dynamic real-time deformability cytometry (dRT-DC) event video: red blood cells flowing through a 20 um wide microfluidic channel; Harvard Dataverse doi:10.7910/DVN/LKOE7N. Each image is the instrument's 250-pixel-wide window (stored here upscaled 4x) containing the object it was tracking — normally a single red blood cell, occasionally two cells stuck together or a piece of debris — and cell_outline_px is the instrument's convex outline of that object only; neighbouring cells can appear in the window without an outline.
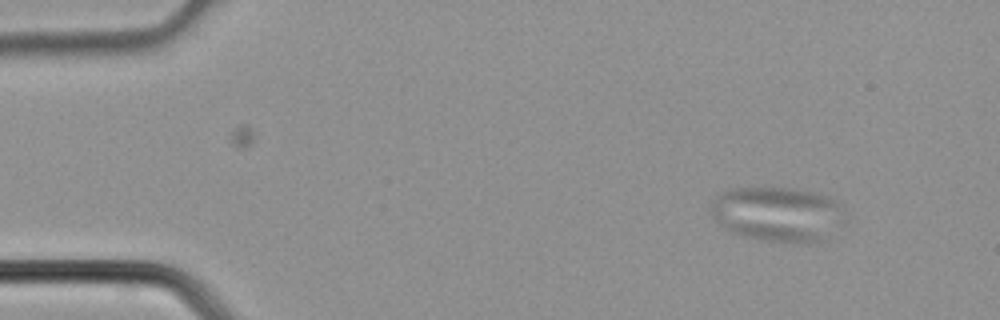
{"species": "common noctule bat (a hibernating species)", "species_latin": "Nyctalus noctula", "temperature_condition": "cold", "stored_images_in_passage": 3, "camera_frame_rate_fps": 3000, "um_per_image_px": 0.085, "animal": {"sex": "male", "body_mass_g": 21.5, "forearm_length_mm": 52.0}, "frame": {"image": 1, "passage_image": 1, "time_ms": 0.0, "image_size_px": [1000, 320], "cell_outline_px": [[844, 204], [820, 240], [808, 244], [764, 240], [744, 236], [732, 232], [716, 224], [712, 216], [712, 200], [720, 192], [732, 188], [788, 188], [828, 196]], "centroid_in_image_um": [65.91, 18.17], "position_along_channel_um": 19.1, "area_um2": 41.33}}